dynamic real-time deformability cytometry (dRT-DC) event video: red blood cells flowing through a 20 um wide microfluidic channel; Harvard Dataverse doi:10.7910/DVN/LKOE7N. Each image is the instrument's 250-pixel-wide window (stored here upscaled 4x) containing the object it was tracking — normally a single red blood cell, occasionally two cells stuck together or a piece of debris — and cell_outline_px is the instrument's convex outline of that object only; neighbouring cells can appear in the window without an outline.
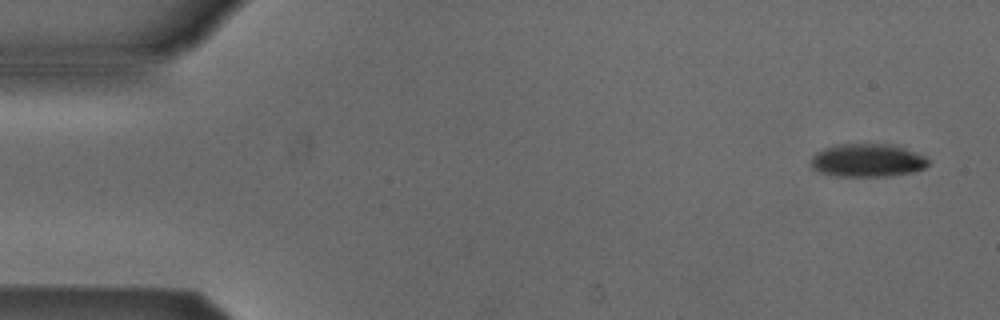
{"species": "Egyptian fruit bat (a non-hibernating species)", "species_latin": "Rousettus aegyptiacus", "temperature_condition": "cold", "stored_images_in_passage": 4, "camera_frame_rate_fps": 3000, "um_per_image_px": 0.085, "animal": {"sex": "male"}, "frame": {"image": 1, "passage_image": 1, "time_ms": 0.0, "image_size_px": [1000, 320], "cell_outline_px": [[928, 164], [924, 168], [912, 172], [888, 176], [836, 176], [820, 172], [812, 168], [812, 156], [816, 152], [824, 148], [836, 144], [892, 144], [916, 152], [924, 156], [928, 160]], "centroid_in_image_um": [73.72, 13.62], "position_along_channel_um": 11.3, "area_um2": 22.6}}
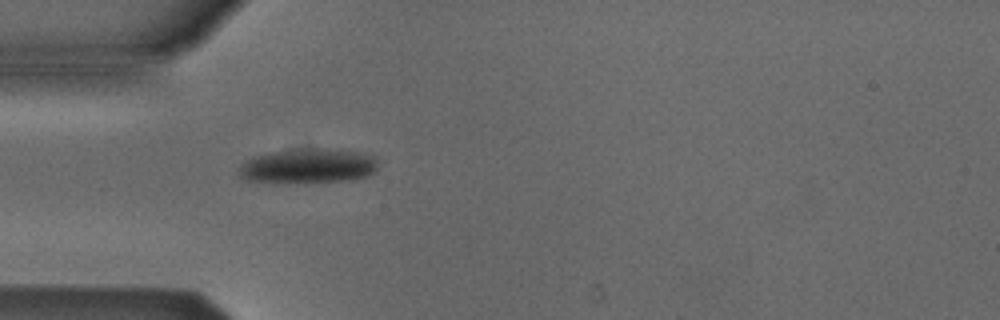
{"frame": {"image": 2, "passage_image": 4, "time_ms": 4.333, "image_size_px": [1000, 320], "cell_outline_px": [[376, 168], [372, 172], [364, 176], [348, 180], [308, 184], [272, 184], [244, 180], [236, 172], [240, 164], [244, 160], [252, 156], [272, 152], [300, 148], [316, 148], [356, 152], [372, 156], [376, 160]], "centroid_in_image_um": [26.02, 14.15], "position_along_channel_um": 59.0, "area_um2": 28.9}}